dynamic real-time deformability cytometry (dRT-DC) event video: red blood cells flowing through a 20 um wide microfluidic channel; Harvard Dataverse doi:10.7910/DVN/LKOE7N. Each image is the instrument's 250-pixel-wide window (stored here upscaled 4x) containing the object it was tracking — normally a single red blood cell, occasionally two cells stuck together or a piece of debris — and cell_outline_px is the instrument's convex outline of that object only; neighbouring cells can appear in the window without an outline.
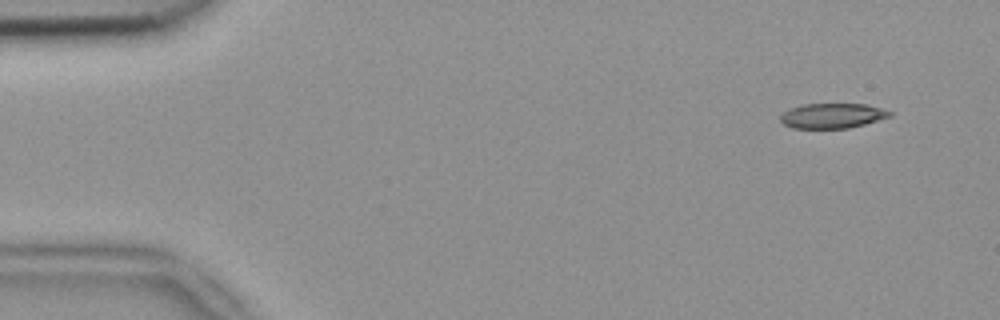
{"species": "common noctule bat (a hibernating species)", "species_latin": "Nyctalus noctula", "temperature_condition": "room temperature", "stored_images_in_passage": 4, "camera_frame_rate_fps": 3000, "um_per_image_px": 0.085, "animal": {"sex": "female", "body_mass_g": 18.4}, "frame": {"image": 1, "passage_image": 1, "time_ms": 0.0, "image_size_px": [1000, 320], "cell_outline_px": [[892, 116], [864, 124], [848, 128], [792, 128], [784, 124], [780, 120], [780, 116], [784, 112], [792, 108], [804, 104], [864, 104], [880, 108], [892, 112]], "centroid_in_image_um": [70.75, 9.84], "position_along_channel_um": 14.3, "area_um2": 15.72}}
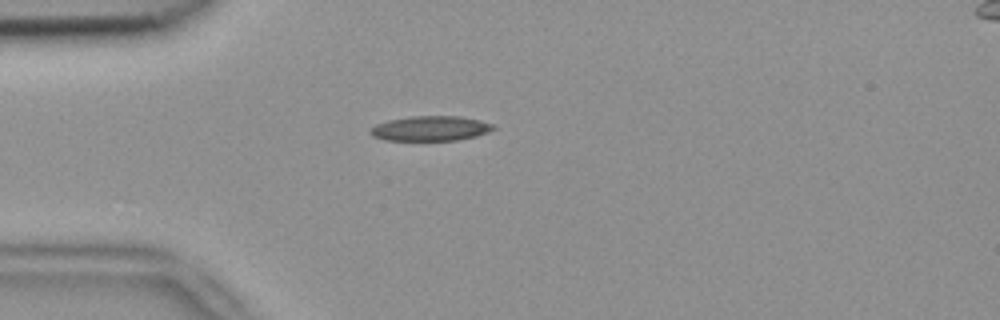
{"frame": {"image": 2, "passage_image": 3, "time_ms": 0.667, "image_size_px": [1000, 320], "cell_outline_px": [[496, 128], [488, 132], [476, 136], [456, 140], [384, 140], [372, 136], [368, 132], [376, 124], [388, 120], [412, 116], [460, 116], [480, 120], [492, 124]], "centroid_in_image_um": [36.58, 10.91], "position_along_channel_um": 48.4, "area_um2": 17.8}}